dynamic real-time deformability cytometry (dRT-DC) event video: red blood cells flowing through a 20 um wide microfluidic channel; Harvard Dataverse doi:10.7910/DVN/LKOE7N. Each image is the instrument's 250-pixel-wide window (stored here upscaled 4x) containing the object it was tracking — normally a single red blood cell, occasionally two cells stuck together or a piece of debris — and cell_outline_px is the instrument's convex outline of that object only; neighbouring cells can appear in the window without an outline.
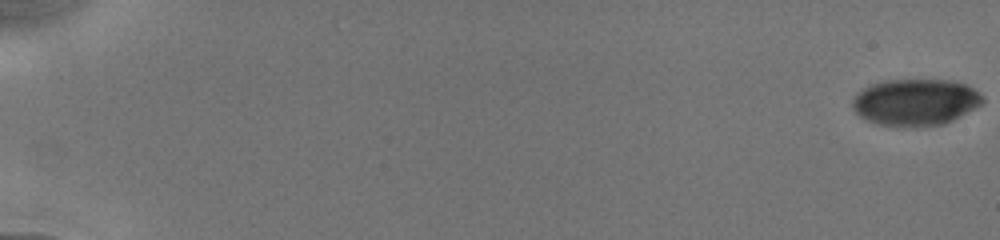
{"species": "human", "species_latin": "Homo sapiens", "temperature_condition": "cold", "stored_images_in_passage": 17, "camera_frame_rate_fps": 3000, "um_per_image_px": 0.085, "donor": {"sex": "male"}, "frame": {"image": 1, "passage_image": 1, "time_ms": 0.0, "image_size_px": [1000, 240], "cell_outline_px": [[984, 100], [980, 104], [952, 120], [944, 124], [876, 124], [864, 120], [852, 108], [852, 100], [856, 92], [872, 84], [884, 80], [948, 80], [964, 84], [972, 88], [984, 96]], "centroid_in_image_um": [77.76, 8.65], "position_along_channel_um": 7.2, "area_um2": 34.56}}
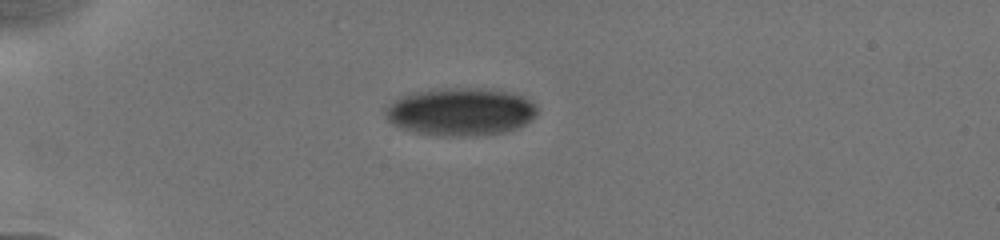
{"frame": {"image": 2, "passage_image": 11, "time_ms": 5.333, "image_size_px": [1000, 240], "cell_outline_px": [[540, 108], [536, 116], [532, 120], [516, 128], [504, 132], [476, 136], [440, 136], [412, 132], [400, 128], [392, 124], [384, 116], [384, 108], [392, 100], [400, 96], [416, 92], [440, 88], [484, 88], [512, 92], [532, 100]], "centroid_in_image_um": [39.15, 9.5], "position_along_channel_um": 45.9, "area_um2": 43.12}}
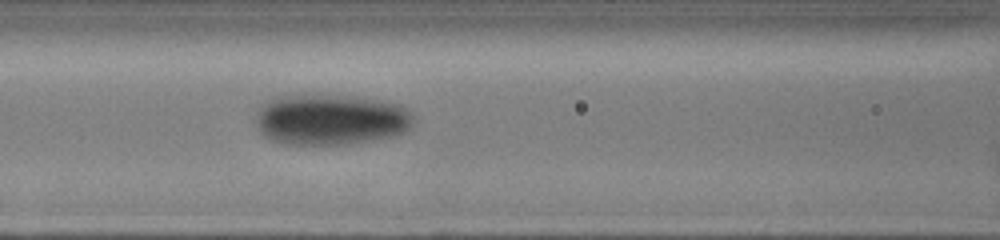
{"frame": {"image": 3, "passage_image": 17, "time_ms": 8.667, "image_size_px": [1000, 240], "cell_outline_px": [[416, 120], [404, 132], [392, 136], [340, 144], [284, 144], [272, 140], [260, 132], [256, 124], [256, 112], [268, 100], [276, 96], [356, 96], [380, 100], [400, 104], [412, 112]], "centroid_in_image_um": [28.12, 10.15], "position_along_channel_um": 138.5, "area_um2": 46.41}}